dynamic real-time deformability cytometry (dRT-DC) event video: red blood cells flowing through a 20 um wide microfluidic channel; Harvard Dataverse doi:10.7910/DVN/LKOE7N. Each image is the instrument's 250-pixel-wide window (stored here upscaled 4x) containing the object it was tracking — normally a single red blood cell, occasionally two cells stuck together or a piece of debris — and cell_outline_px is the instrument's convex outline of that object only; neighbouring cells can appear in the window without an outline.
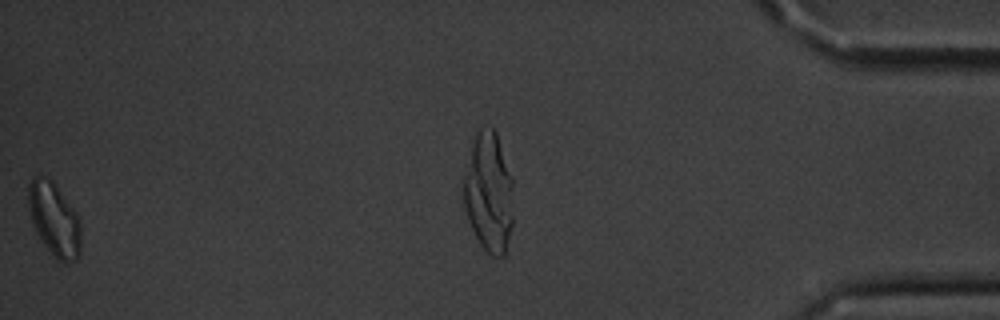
{"species": "common noctule bat (a hibernating species)", "species_latin": "Nyctalus noctula", "temperature_condition": "cold", "stored_images_in_passage": 47, "camera_frame_rate_fps": 3000, "um_per_image_px": 0.085, "animal": {"sex": "male", "body_mass_g": 20.1, "forearm_length_mm": 53.5}, "frame": {"image": 1, "passage_image": 46, "time_ms": 15.0, "image_size_px": [1000, 320], "cell_outline_px": [[80, 252], [76, 260], [64, 264], [56, 260], [52, 256], [36, 232], [32, 224], [28, 208], [28, 184], [32, 176], [40, 172], [52, 180], [76, 212], [80, 224]], "centroid_in_image_um": [4.58, 18.62], "position_along_channel_um": 430.6, "area_um2": 22.95}}